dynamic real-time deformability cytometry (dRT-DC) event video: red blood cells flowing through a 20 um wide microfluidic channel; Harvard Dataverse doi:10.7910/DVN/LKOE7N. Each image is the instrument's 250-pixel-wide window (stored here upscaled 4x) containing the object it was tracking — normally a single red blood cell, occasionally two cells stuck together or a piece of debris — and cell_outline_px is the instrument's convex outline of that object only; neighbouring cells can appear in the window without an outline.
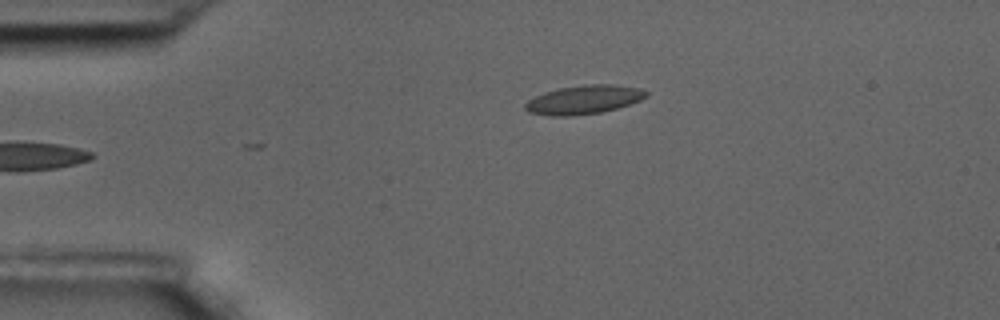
{"species": "common noctule bat (a hibernating species)", "species_latin": "Nyctalus noctula", "temperature_condition": "room temperature", "stored_images_in_passage": 40, "camera_frame_rate_fps": 3000, "um_per_image_px": 0.085, "animal": {"sex": "male", "body_mass_g": 17.5, "forearm_length_mm": 52.3}, "frame": {"image": 1, "passage_image": 1, "time_ms": 0.0, "image_size_px": [1000, 320], "cell_outline_px": [[648, 96], [640, 100], [616, 108], [600, 112], [568, 116], [548, 116], [528, 112], [524, 108], [524, 104], [528, 100], [544, 92], [560, 88], [584, 84], [612, 84], [636, 88], [648, 92]], "centroid_in_image_um": [49.58, 8.47], "position_along_channel_um": 35.4, "area_um2": 20.11}}
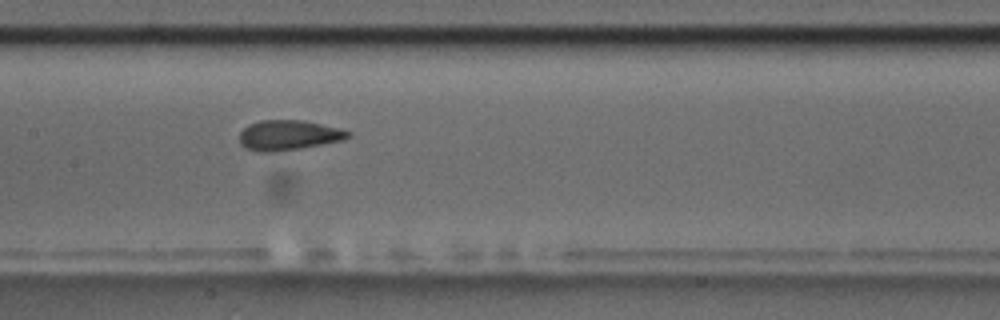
{"frame": {"image": 2, "passage_image": 17, "time_ms": 5.333, "image_size_px": [1000, 320], "cell_outline_px": [[352, 136], [340, 140], [300, 148], [272, 152], [256, 152], [244, 148], [240, 144], [240, 132], [248, 124], [260, 120], [304, 120], [352, 132]], "centroid_in_image_um": [24.46, 11.49], "position_along_channel_um": 182.9, "area_um2": 18.9}}
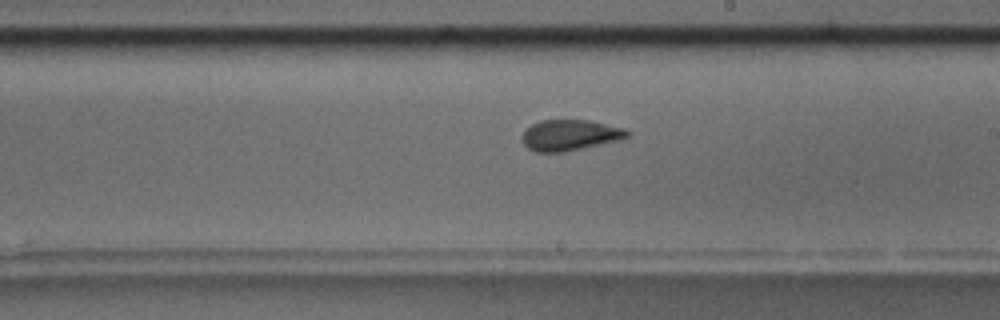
{"frame": {"image": 3, "passage_image": 22, "time_ms": 7.0, "image_size_px": [1000, 320], "cell_outline_px": [[632, 132], [628, 136], [616, 140], [564, 152], [536, 152], [528, 148], [524, 144], [524, 132], [532, 124], [540, 120], [588, 120], [624, 128]], "centroid_in_image_um": [48.45, 11.48], "position_along_channel_um": 240.6, "area_um2": 18.5}, "authors_computed_cell_mechanics": {"area_um2": 19.1029, "velocity_mm_per_s": 3.4765, "shape_relaxation_time_tau1_ms": 7.8711, "shape_relaxation_time_tau2_ms": 1.2701, "deformation_change_tau1": 0.1687, "deformation_change_tau2": 0.0712}}